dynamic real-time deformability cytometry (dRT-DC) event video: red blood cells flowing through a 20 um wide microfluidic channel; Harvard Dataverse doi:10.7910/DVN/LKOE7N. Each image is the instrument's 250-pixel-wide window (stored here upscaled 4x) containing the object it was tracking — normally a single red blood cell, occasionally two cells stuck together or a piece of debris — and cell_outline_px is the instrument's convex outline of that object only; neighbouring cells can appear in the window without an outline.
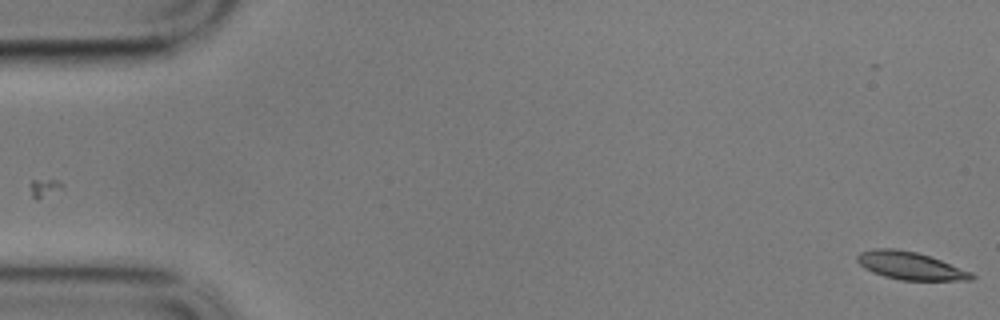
{"species": "common noctule bat (a hibernating species)", "species_latin": "Nyctalus noctula", "temperature_condition": "cold", "stored_images_in_passage": 59, "camera_frame_rate_fps": 3000, "um_per_image_px": 0.085, "animal": {"sex": "male", "body_mass_g": 17.9}, "frame": {"image": 1, "passage_image": 1, "time_ms": 0.0, "image_size_px": [1000, 320], "cell_outline_px": [[976, 276], [972, 280], [900, 280], [884, 276], [872, 272], [864, 268], [856, 260], [856, 256], [860, 252], [876, 248], [892, 248], [916, 252], [940, 260], [972, 272]], "centroid_in_image_um": [77.35, 22.59], "position_along_channel_um": 7.6, "area_um2": 18.38}}
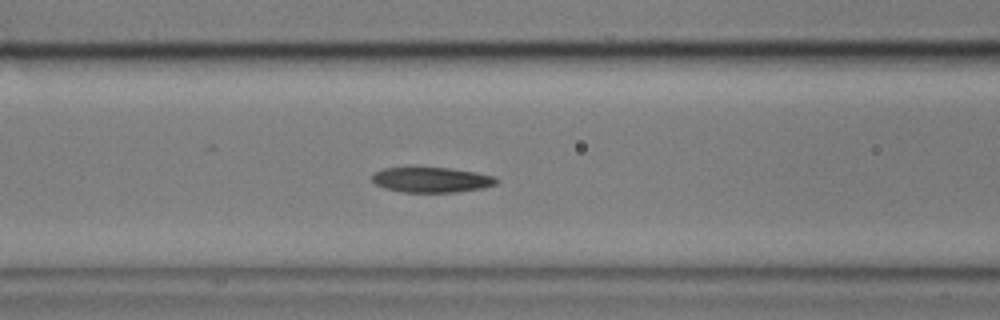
{"frame": {"image": 2, "passage_image": 24, "time_ms": 7.667, "image_size_px": [1000, 320], "cell_outline_px": [[500, 180], [496, 184], [480, 188], [456, 192], [404, 192], [384, 188], [376, 184], [372, 180], [372, 176], [376, 172], [384, 168], [408, 164], [416, 164], [452, 168], [476, 172], [496, 176]], "centroid_in_image_um": [36.64, 15.22], "position_along_channel_um": 130.0, "area_um2": 19.25}}
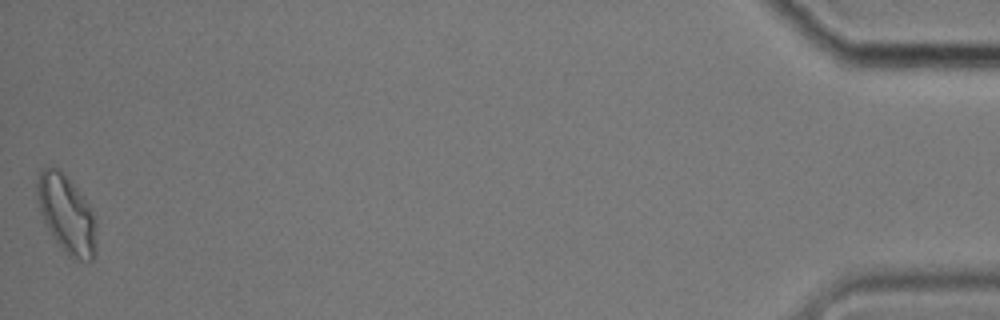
{"frame": {"image": 3, "passage_image": 59, "time_ms": 19.333, "image_size_px": [1000, 320], "cell_outline_px": [[96, 256], [92, 260], [80, 260], [68, 256], [64, 252], [52, 236], [40, 212], [36, 192], [36, 184], [40, 172], [44, 168], [56, 168], [76, 188], [88, 204], [96, 220]], "centroid_in_image_um": [5.67, 18.27], "position_along_channel_um": 429.5, "area_um2": 26.53}, "authors_computed_cell_mechanics": {"area_um2": 19.074, "velocity_mm_per_s": 3.3741, "shape_relaxation_time_tau1_ms": 5.1164, "shape_relaxation_time_tau2_ms": 4.9359, "deformation_change_tau1": 0.145, "deformation_change_tau2": 0.1294}}